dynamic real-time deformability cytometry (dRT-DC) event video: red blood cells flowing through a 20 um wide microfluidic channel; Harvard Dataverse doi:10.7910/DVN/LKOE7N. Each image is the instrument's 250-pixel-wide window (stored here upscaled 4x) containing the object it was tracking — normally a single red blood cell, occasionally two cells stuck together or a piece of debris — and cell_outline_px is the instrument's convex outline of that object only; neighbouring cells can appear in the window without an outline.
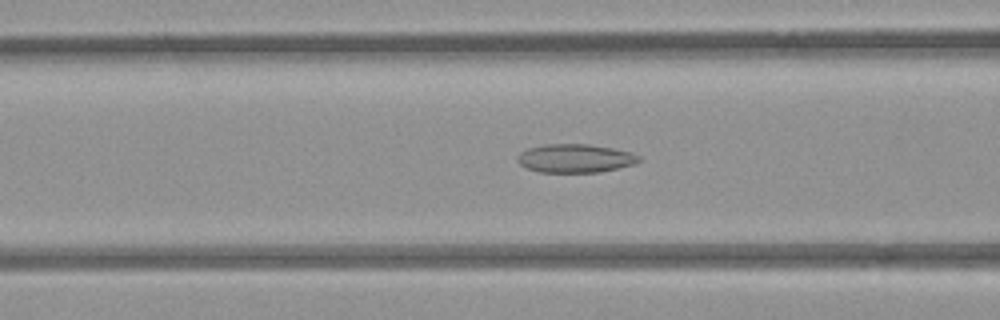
{"species": "common noctule bat (a hibernating species)", "species_latin": "Nyctalus noctula", "temperature_condition": "room temperature", "stored_images_in_passage": 50, "camera_frame_rate_fps": 3000, "um_per_image_px": 0.085, "animal": {"sex": "female", "body_mass_g": 21.9}, "frame": {"image": 1, "passage_image": 21, "time_ms": 6.667, "image_size_px": [1000, 320], "cell_outline_px": [[640, 160], [632, 164], [600, 172], [540, 172], [528, 168], [520, 164], [516, 160], [516, 156], [520, 152], [528, 148], [544, 144], [588, 144], [612, 148], [632, 152], [640, 156]], "centroid_in_image_um": [48.86, 13.45], "position_along_channel_um": 117.7, "area_um2": 20.11}}
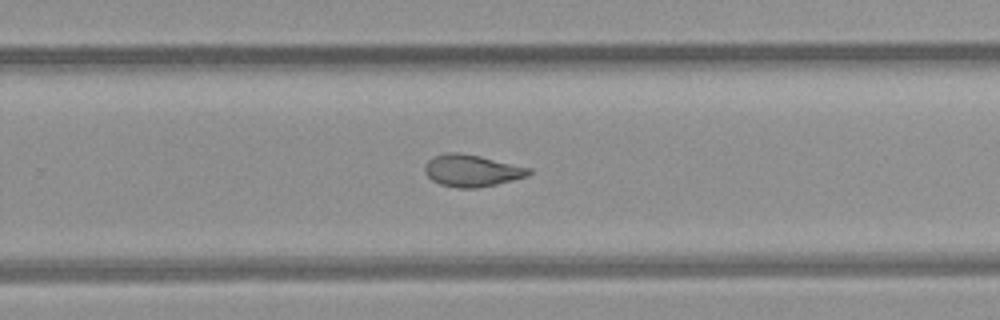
{"frame": {"image": 2, "passage_image": 34, "time_ms": 11.0, "image_size_px": [1000, 320], "cell_outline_px": [[532, 172], [528, 176], [496, 184], [476, 188], [456, 188], [440, 184], [432, 180], [424, 172], [424, 168], [428, 160], [436, 156], [448, 152], [456, 152], [480, 156], [532, 168]], "centroid_in_image_um": [40.12, 14.51], "position_along_channel_um": 289.7, "area_um2": 19.31}}
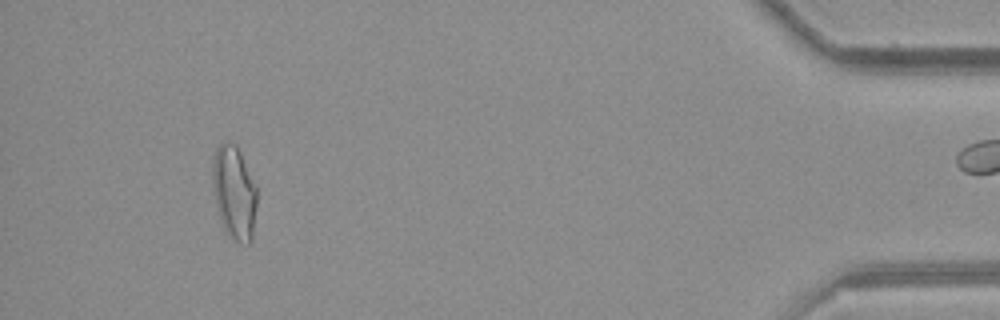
{"frame": {"image": 3, "passage_image": 49, "time_ms": 16.0, "image_size_px": [1000, 320], "cell_outline_px": [[256, 204], [252, 240], [248, 244], [240, 244], [232, 240], [224, 232], [220, 220], [216, 204], [212, 184], [212, 164], [216, 148], [224, 140], [228, 140], [236, 144], [256, 184]], "centroid_in_image_um": [19.89, 16.38], "position_along_channel_um": 415.3, "area_um2": 24.62}, "authors_computed_cell_mechanics": {"area_um2": 20.5479, "velocity_mm_per_s": 3.9695, "shape_relaxation_time_tau1_ms": null, "shape_relaxation_time_tau2_ms": 1.8924, "deformation_change_tau1": null, "deformation_change_tau2": 0.0909}}